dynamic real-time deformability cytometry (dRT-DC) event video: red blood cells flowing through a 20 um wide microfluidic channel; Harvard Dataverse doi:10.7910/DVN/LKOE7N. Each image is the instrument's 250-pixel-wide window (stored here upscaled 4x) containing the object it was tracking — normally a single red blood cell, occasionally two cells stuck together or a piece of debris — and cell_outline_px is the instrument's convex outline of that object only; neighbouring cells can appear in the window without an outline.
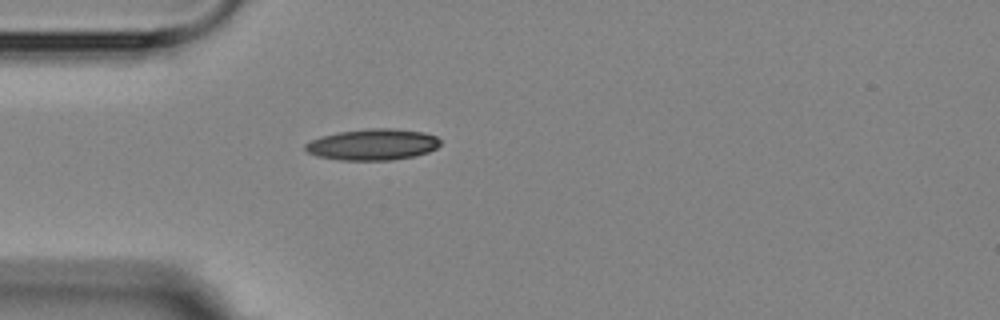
{"species": "Egyptian fruit bat (a non-hibernating species)", "species_latin": "Rousettus aegyptiacus", "temperature_condition": "room temperature", "stored_images_in_passage": 1, "camera_frame_rate_fps": 3000, "um_per_image_px": 0.085, "animal": {"sex": "female"}, "frame": {"image": 1, "passage_image": 1, "time_ms": 0.0, "image_size_px": [1000, 320], "cell_outline_px": [[440, 144], [436, 148], [428, 152], [412, 156], [392, 160], [340, 160], [316, 156], [308, 152], [304, 148], [304, 144], [320, 136], [336, 132], [364, 128], [396, 128], [424, 132], [436, 136], [440, 140]], "centroid_in_image_um": [31.66, 12.27], "position_along_channel_um": 53.3, "area_um2": 24.8}}